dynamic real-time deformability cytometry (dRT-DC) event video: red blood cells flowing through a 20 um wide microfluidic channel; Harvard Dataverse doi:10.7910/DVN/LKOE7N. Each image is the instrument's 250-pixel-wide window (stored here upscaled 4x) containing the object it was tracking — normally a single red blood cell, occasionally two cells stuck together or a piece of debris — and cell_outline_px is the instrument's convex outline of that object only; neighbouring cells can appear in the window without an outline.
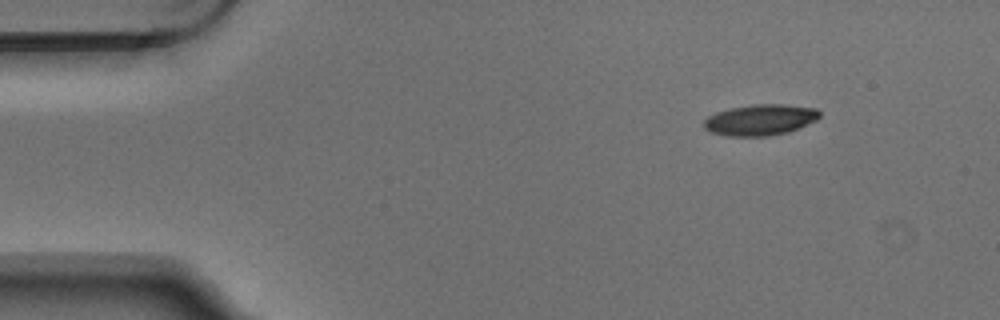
{"species": "Egyptian fruit bat (a non-hibernating species)", "species_latin": "Rousettus aegyptiacus", "temperature_condition": "warm", "stored_images_in_passage": 4, "camera_frame_rate_fps": 3000, "um_per_image_px": 0.085, "animal": {"sex": "male"}, "frame": {"image": 1, "passage_image": 1, "time_ms": 0.0, "image_size_px": [1000, 320], "cell_outline_px": [[820, 116], [816, 120], [788, 132], [768, 136], [728, 136], [712, 132], [704, 128], [704, 120], [708, 116], [716, 112], [728, 108], [752, 104], [784, 104], [816, 108], [820, 112]], "centroid_in_image_um": [64.61, 10.18], "position_along_channel_um": 20.4, "area_um2": 20.92}}
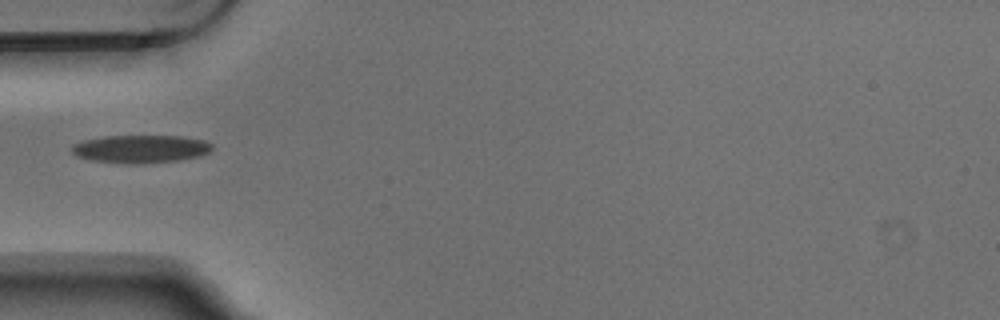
{"frame": {"image": 2, "passage_image": 4, "time_ms": 1.0, "image_size_px": [1000, 320], "cell_outline_px": [[212, 152], [200, 156], [180, 160], [144, 164], [124, 164], [92, 160], [76, 156], [72, 152], [72, 144], [84, 140], [104, 136], [180, 136], [204, 140], [212, 144]], "centroid_in_image_um": [11.97, 12.67], "position_along_channel_um": 73.0, "area_um2": 23.12}}